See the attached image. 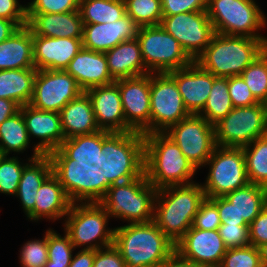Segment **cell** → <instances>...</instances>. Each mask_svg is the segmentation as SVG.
<instances>
[{
  "mask_svg": "<svg viewBox=\"0 0 267 267\" xmlns=\"http://www.w3.org/2000/svg\"><path fill=\"white\" fill-rule=\"evenodd\" d=\"M256 267H267V264H264V263H259Z\"/></svg>",
  "mask_w": 267,
  "mask_h": 267,
  "instance_id": "obj_58",
  "label": "cell"
},
{
  "mask_svg": "<svg viewBox=\"0 0 267 267\" xmlns=\"http://www.w3.org/2000/svg\"><path fill=\"white\" fill-rule=\"evenodd\" d=\"M114 229L113 246L127 267H158L175 252V244L153 221Z\"/></svg>",
  "mask_w": 267,
  "mask_h": 267,
  "instance_id": "obj_3",
  "label": "cell"
},
{
  "mask_svg": "<svg viewBox=\"0 0 267 267\" xmlns=\"http://www.w3.org/2000/svg\"><path fill=\"white\" fill-rule=\"evenodd\" d=\"M158 267H203L182 258L176 251Z\"/></svg>",
  "mask_w": 267,
  "mask_h": 267,
  "instance_id": "obj_54",
  "label": "cell"
},
{
  "mask_svg": "<svg viewBox=\"0 0 267 267\" xmlns=\"http://www.w3.org/2000/svg\"><path fill=\"white\" fill-rule=\"evenodd\" d=\"M160 26L181 44L193 61L203 53L215 34L207 11L163 16Z\"/></svg>",
  "mask_w": 267,
  "mask_h": 267,
  "instance_id": "obj_15",
  "label": "cell"
},
{
  "mask_svg": "<svg viewBox=\"0 0 267 267\" xmlns=\"http://www.w3.org/2000/svg\"><path fill=\"white\" fill-rule=\"evenodd\" d=\"M70 264H55L54 262H47L44 267H68Z\"/></svg>",
  "mask_w": 267,
  "mask_h": 267,
  "instance_id": "obj_57",
  "label": "cell"
},
{
  "mask_svg": "<svg viewBox=\"0 0 267 267\" xmlns=\"http://www.w3.org/2000/svg\"><path fill=\"white\" fill-rule=\"evenodd\" d=\"M126 132L135 131L143 135L150 133V73L133 78L119 79Z\"/></svg>",
  "mask_w": 267,
  "mask_h": 267,
  "instance_id": "obj_17",
  "label": "cell"
},
{
  "mask_svg": "<svg viewBox=\"0 0 267 267\" xmlns=\"http://www.w3.org/2000/svg\"><path fill=\"white\" fill-rule=\"evenodd\" d=\"M4 156V154L0 151V160Z\"/></svg>",
  "mask_w": 267,
  "mask_h": 267,
  "instance_id": "obj_59",
  "label": "cell"
},
{
  "mask_svg": "<svg viewBox=\"0 0 267 267\" xmlns=\"http://www.w3.org/2000/svg\"><path fill=\"white\" fill-rule=\"evenodd\" d=\"M228 90L233 107H249L260 103L241 76L228 77Z\"/></svg>",
  "mask_w": 267,
  "mask_h": 267,
  "instance_id": "obj_46",
  "label": "cell"
},
{
  "mask_svg": "<svg viewBox=\"0 0 267 267\" xmlns=\"http://www.w3.org/2000/svg\"><path fill=\"white\" fill-rule=\"evenodd\" d=\"M209 199L217 206L221 223L249 225L267 205V188L248 183L225 196Z\"/></svg>",
  "mask_w": 267,
  "mask_h": 267,
  "instance_id": "obj_18",
  "label": "cell"
},
{
  "mask_svg": "<svg viewBox=\"0 0 267 267\" xmlns=\"http://www.w3.org/2000/svg\"><path fill=\"white\" fill-rule=\"evenodd\" d=\"M126 14L139 26L160 25L161 0H124Z\"/></svg>",
  "mask_w": 267,
  "mask_h": 267,
  "instance_id": "obj_39",
  "label": "cell"
},
{
  "mask_svg": "<svg viewBox=\"0 0 267 267\" xmlns=\"http://www.w3.org/2000/svg\"><path fill=\"white\" fill-rule=\"evenodd\" d=\"M36 68L0 70V98L15 101L20 107L33 96Z\"/></svg>",
  "mask_w": 267,
  "mask_h": 267,
  "instance_id": "obj_33",
  "label": "cell"
},
{
  "mask_svg": "<svg viewBox=\"0 0 267 267\" xmlns=\"http://www.w3.org/2000/svg\"><path fill=\"white\" fill-rule=\"evenodd\" d=\"M26 26L32 35L83 38V21L79 10L66 13H27Z\"/></svg>",
  "mask_w": 267,
  "mask_h": 267,
  "instance_id": "obj_26",
  "label": "cell"
},
{
  "mask_svg": "<svg viewBox=\"0 0 267 267\" xmlns=\"http://www.w3.org/2000/svg\"><path fill=\"white\" fill-rule=\"evenodd\" d=\"M227 249L218 230L193 226L175 244V251L182 258L203 267L220 266Z\"/></svg>",
  "mask_w": 267,
  "mask_h": 267,
  "instance_id": "obj_19",
  "label": "cell"
},
{
  "mask_svg": "<svg viewBox=\"0 0 267 267\" xmlns=\"http://www.w3.org/2000/svg\"><path fill=\"white\" fill-rule=\"evenodd\" d=\"M163 16L207 11L208 0H161Z\"/></svg>",
  "mask_w": 267,
  "mask_h": 267,
  "instance_id": "obj_48",
  "label": "cell"
},
{
  "mask_svg": "<svg viewBox=\"0 0 267 267\" xmlns=\"http://www.w3.org/2000/svg\"><path fill=\"white\" fill-rule=\"evenodd\" d=\"M94 259V249L82 248L73 256L71 263L68 267H93Z\"/></svg>",
  "mask_w": 267,
  "mask_h": 267,
  "instance_id": "obj_52",
  "label": "cell"
},
{
  "mask_svg": "<svg viewBox=\"0 0 267 267\" xmlns=\"http://www.w3.org/2000/svg\"><path fill=\"white\" fill-rule=\"evenodd\" d=\"M233 108L228 90V77H215L213 75V85L208 100L198 115L214 125Z\"/></svg>",
  "mask_w": 267,
  "mask_h": 267,
  "instance_id": "obj_36",
  "label": "cell"
},
{
  "mask_svg": "<svg viewBox=\"0 0 267 267\" xmlns=\"http://www.w3.org/2000/svg\"><path fill=\"white\" fill-rule=\"evenodd\" d=\"M18 28L13 21L0 18V43L9 38Z\"/></svg>",
  "mask_w": 267,
  "mask_h": 267,
  "instance_id": "obj_55",
  "label": "cell"
},
{
  "mask_svg": "<svg viewBox=\"0 0 267 267\" xmlns=\"http://www.w3.org/2000/svg\"><path fill=\"white\" fill-rule=\"evenodd\" d=\"M260 252V262L267 264V242L258 247Z\"/></svg>",
  "mask_w": 267,
  "mask_h": 267,
  "instance_id": "obj_56",
  "label": "cell"
},
{
  "mask_svg": "<svg viewBox=\"0 0 267 267\" xmlns=\"http://www.w3.org/2000/svg\"><path fill=\"white\" fill-rule=\"evenodd\" d=\"M220 225L221 219L217 206L210 199L206 198L201 203L192 226L201 230H218Z\"/></svg>",
  "mask_w": 267,
  "mask_h": 267,
  "instance_id": "obj_47",
  "label": "cell"
},
{
  "mask_svg": "<svg viewBox=\"0 0 267 267\" xmlns=\"http://www.w3.org/2000/svg\"><path fill=\"white\" fill-rule=\"evenodd\" d=\"M104 54L107 59L110 75L115 81L150 73L144 65L137 38L121 42Z\"/></svg>",
  "mask_w": 267,
  "mask_h": 267,
  "instance_id": "obj_27",
  "label": "cell"
},
{
  "mask_svg": "<svg viewBox=\"0 0 267 267\" xmlns=\"http://www.w3.org/2000/svg\"><path fill=\"white\" fill-rule=\"evenodd\" d=\"M21 113L24 118L28 136L37 138L39 142L33 145V155L31 159L48 155L57 150L65 140L60 113L42 111L27 104L21 106Z\"/></svg>",
  "mask_w": 267,
  "mask_h": 267,
  "instance_id": "obj_20",
  "label": "cell"
},
{
  "mask_svg": "<svg viewBox=\"0 0 267 267\" xmlns=\"http://www.w3.org/2000/svg\"><path fill=\"white\" fill-rule=\"evenodd\" d=\"M218 232L227 248L250 245L249 225L247 223H221Z\"/></svg>",
  "mask_w": 267,
  "mask_h": 267,
  "instance_id": "obj_44",
  "label": "cell"
},
{
  "mask_svg": "<svg viewBox=\"0 0 267 267\" xmlns=\"http://www.w3.org/2000/svg\"><path fill=\"white\" fill-rule=\"evenodd\" d=\"M30 139L20 110L0 124V151L4 156L11 152L24 153L29 148Z\"/></svg>",
  "mask_w": 267,
  "mask_h": 267,
  "instance_id": "obj_34",
  "label": "cell"
},
{
  "mask_svg": "<svg viewBox=\"0 0 267 267\" xmlns=\"http://www.w3.org/2000/svg\"><path fill=\"white\" fill-rule=\"evenodd\" d=\"M103 130L92 134L65 139L57 150L48 154L50 159H73L95 164L101 168Z\"/></svg>",
  "mask_w": 267,
  "mask_h": 267,
  "instance_id": "obj_32",
  "label": "cell"
},
{
  "mask_svg": "<svg viewBox=\"0 0 267 267\" xmlns=\"http://www.w3.org/2000/svg\"><path fill=\"white\" fill-rule=\"evenodd\" d=\"M79 10V0H31L27 13H66Z\"/></svg>",
  "mask_w": 267,
  "mask_h": 267,
  "instance_id": "obj_45",
  "label": "cell"
},
{
  "mask_svg": "<svg viewBox=\"0 0 267 267\" xmlns=\"http://www.w3.org/2000/svg\"><path fill=\"white\" fill-rule=\"evenodd\" d=\"M92 104L96 123L100 130L126 132V121L118 85L114 82L85 91Z\"/></svg>",
  "mask_w": 267,
  "mask_h": 267,
  "instance_id": "obj_24",
  "label": "cell"
},
{
  "mask_svg": "<svg viewBox=\"0 0 267 267\" xmlns=\"http://www.w3.org/2000/svg\"><path fill=\"white\" fill-rule=\"evenodd\" d=\"M266 49L267 38L215 33L195 62L215 77L240 76Z\"/></svg>",
  "mask_w": 267,
  "mask_h": 267,
  "instance_id": "obj_4",
  "label": "cell"
},
{
  "mask_svg": "<svg viewBox=\"0 0 267 267\" xmlns=\"http://www.w3.org/2000/svg\"><path fill=\"white\" fill-rule=\"evenodd\" d=\"M52 173L72 203H99L111 183L97 165L73 159H50Z\"/></svg>",
  "mask_w": 267,
  "mask_h": 267,
  "instance_id": "obj_9",
  "label": "cell"
},
{
  "mask_svg": "<svg viewBox=\"0 0 267 267\" xmlns=\"http://www.w3.org/2000/svg\"><path fill=\"white\" fill-rule=\"evenodd\" d=\"M198 170L205 167L215 147L214 125L199 115L191 114L164 132Z\"/></svg>",
  "mask_w": 267,
  "mask_h": 267,
  "instance_id": "obj_14",
  "label": "cell"
},
{
  "mask_svg": "<svg viewBox=\"0 0 267 267\" xmlns=\"http://www.w3.org/2000/svg\"><path fill=\"white\" fill-rule=\"evenodd\" d=\"M253 96L267 104V49L259 55L240 75Z\"/></svg>",
  "mask_w": 267,
  "mask_h": 267,
  "instance_id": "obj_38",
  "label": "cell"
},
{
  "mask_svg": "<svg viewBox=\"0 0 267 267\" xmlns=\"http://www.w3.org/2000/svg\"><path fill=\"white\" fill-rule=\"evenodd\" d=\"M83 48L82 38L33 35V60L37 70H65Z\"/></svg>",
  "mask_w": 267,
  "mask_h": 267,
  "instance_id": "obj_22",
  "label": "cell"
},
{
  "mask_svg": "<svg viewBox=\"0 0 267 267\" xmlns=\"http://www.w3.org/2000/svg\"><path fill=\"white\" fill-rule=\"evenodd\" d=\"M61 127L65 139L100 131L86 92L69 101L60 111Z\"/></svg>",
  "mask_w": 267,
  "mask_h": 267,
  "instance_id": "obj_29",
  "label": "cell"
},
{
  "mask_svg": "<svg viewBox=\"0 0 267 267\" xmlns=\"http://www.w3.org/2000/svg\"><path fill=\"white\" fill-rule=\"evenodd\" d=\"M260 263L259 249L253 245L228 248L220 267H256Z\"/></svg>",
  "mask_w": 267,
  "mask_h": 267,
  "instance_id": "obj_43",
  "label": "cell"
},
{
  "mask_svg": "<svg viewBox=\"0 0 267 267\" xmlns=\"http://www.w3.org/2000/svg\"><path fill=\"white\" fill-rule=\"evenodd\" d=\"M150 133L165 132L191 114L169 73H150Z\"/></svg>",
  "mask_w": 267,
  "mask_h": 267,
  "instance_id": "obj_13",
  "label": "cell"
},
{
  "mask_svg": "<svg viewBox=\"0 0 267 267\" xmlns=\"http://www.w3.org/2000/svg\"><path fill=\"white\" fill-rule=\"evenodd\" d=\"M249 183L267 188V135L243 147Z\"/></svg>",
  "mask_w": 267,
  "mask_h": 267,
  "instance_id": "obj_37",
  "label": "cell"
},
{
  "mask_svg": "<svg viewBox=\"0 0 267 267\" xmlns=\"http://www.w3.org/2000/svg\"><path fill=\"white\" fill-rule=\"evenodd\" d=\"M18 156H3L0 160V193L15 196L18 191L24 166Z\"/></svg>",
  "mask_w": 267,
  "mask_h": 267,
  "instance_id": "obj_40",
  "label": "cell"
},
{
  "mask_svg": "<svg viewBox=\"0 0 267 267\" xmlns=\"http://www.w3.org/2000/svg\"><path fill=\"white\" fill-rule=\"evenodd\" d=\"M35 68L33 35L27 26L18 28L0 43V70Z\"/></svg>",
  "mask_w": 267,
  "mask_h": 267,
  "instance_id": "obj_31",
  "label": "cell"
},
{
  "mask_svg": "<svg viewBox=\"0 0 267 267\" xmlns=\"http://www.w3.org/2000/svg\"><path fill=\"white\" fill-rule=\"evenodd\" d=\"M27 161L15 196L19 198L27 218L34 221L35 197L44 180L52 173V163L48 155L35 159L29 157Z\"/></svg>",
  "mask_w": 267,
  "mask_h": 267,
  "instance_id": "obj_30",
  "label": "cell"
},
{
  "mask_svg": "<svg viewBox=\"0 0 267 267\" xmlns=\"http://www.w3.org/2000/svg\"><path fill=\"white\" fill-rule=\"evenodd\" d=\"M101 169L111 184L123 183L144 174V135L140 132L103 130Z\"/></svg>",
  "mask_w": 267,
  "mask_h": 267,
  "instance_id": "obj_5",
  "label": "cell"
},
{
  "mask_svg": "<svg viewBox=\"0 0 267 267\" xmlns=\"http://www.w3.org/2000/svg\"><path fill=\"white\" fill-rule=\"evenodd\" d=\"M157 188L150 184L145 173L139 178L112 184L99 204L112 217L127 223L153 221Z\"/></svg>",
  "mask_w": 267,
  "mask_h": 267,
  "instance_id": "obj_6",
  "label": "cell"
},
{
  "mask_svg": "<svg viewBox=\"0 0 267 267\" xmlns=\"http://www.w3.org/2000/svg\"><path fill=\"white\" fill-rule=\"evenodd\" d=\"M144 173L157 189L191 184L197 173L178 145L164 132L144 134Z\"/></svg>",
  "mask_w": 267,
  "mask_h": 267,
  "instance_id": "obj_2",
  "label": "cell"
},
{
  "mask_svg": "<svg viewBox=\"0 0 267 267\" xmlns=\"http://www.w3.org/2000/svg\"><path fill=\"white\" fill-rule=\"evenodd\" d=\"M109 216L99 203H72L63 223L75 249H103L113 245L115 229L108 227Z\"/></svg>",
  "mask_w": 267,
  "mask_h": 267,
  "instance_id": "obj_8",
  "label": "cell"
},
{
  "mask_svg": "<svg viewBox=\"0 0 267 267\" xmlns=\"http://www.w3.org/2000/svg\"><path fill=\"white\" fill-rule=\"evenodd\" d=\"M216 146L243 148L267 135V104L234 107L214 124Z\"/></svg>",
  "mask_w": 267,
  "mask_h": 267,
  "instance_id": "obj_10",
  "label": "cell"
},
{
  "mask_svg": "<svg viewBox=\"0 0 267 267\" xmlns=\"http://www.w3.org/2000/svg\"><path fill=\"white\" fill-rule=\"evenodd\" d=\"M71 205L72 201L63 186L59 183L57 177L51 173L37 191L34 221H40V219H43L42 217L52 221L62 220L67 215Z\"/></svg>",
  "mask_w": 267,
  "mask_h": 267,
  "instance_id": "obj_28",
  "label": "cell"
},
{
  "mask_svg": "<svg viewBox=\"0 0 267 267\" xmlns=\"http://www.w3.org/2000/svg\"><path fill=\"white\" fill-rule=\"evenodd\" d=\"M93 267H127L120 252L112 245L95 250Z\"/></svg>",
  "mask_w": 267,
  "mask_h": 267,
  "instance_id": "obj_51",
  "label": "cell"
},
{
  "mask_svg": "<svg viewBox=\"0 0 267 267\" xmlns=\"http://www.w3.org/2000/svg\"><path fill=\"white\" fill-rule=\"evenodd\" d=\"M20 110V106L10 99L0 98V124Z\"/></svg>",
  "mask_w": 267,
  "mask_h": 267,
  "instance_id": "obj_53",
  "label": "cell"
},
{
  "mask_svg": "<svg viewBox=\"0 0 267 267\" xmlns=\"http://www.w3.org/2000/svg\"><path fill=\"white\" fill-rule=\"evenodd\" d=\"M0 18L13 21L19 28L27 25V5L18 0H0Z\"/></svg>",
  "mask_w": 267,
  "mask_h": 267,
  "instance_id": "obj_49",
  "label": "cell"
},
{
  "mask_svg": "<svg viewBox=\"0 0 267 267\" xmlns=\"http://www.w3.org/2000/svg\"><path fill=\"white\" fill-rule=\"evenodd\" d=\"M86 90L115 82L111 77L104 53L82 48L65 69Z\"/></svg>",
  "mask_w": 267,
  "mask_h": 267,
  "instance_id": "obj_25",
  "label": "cell"
},
{
  "mask_svg": "<svg viewBox=\"0 0 267 267\" xmlns=\"http://www.w3.org/2000/svg\"><path fill=\"white\" fill-rule=\"evenodd\" d=\"M138 29L127 14L111 23L83 24V48L105 53L121 42L135 39Z\"/></svg>",
  "mask_w": 267,
  "mask_h": 267,
  "instance_id": "obj_23",
  "label": "cell"
},
{
  "mask_svg": "<svg viewBox=\"0 0 267 267\" xmlns=\"http://www.w3.org/2000/svg\"><path fill=\"white\" fill-rule=\"evenodd\" d=\"M168 73L174 78L187 111L198 115L208 100L213 85V74L195 61Z\"/></svg>",
  "mask_w": 267,
  "mask_h": 267,
  "instance_id": "obj_21",
  "label": "cell"
},
{
  "mask_svg": "<svg viewBox=\"0 0 267 267\" xmlns=\"http://www.w3.org/2000/svg\"><path fill=\"white\" fill-rule=\"evenodd\" d=\"M207 165L209 172L201 184L208 199L225 196L249 183L243 148L216 146Z\"/></svg>",
  "mask_w": 267,
  "mask_h": 267,
  "instance_id": "obj_12",
  "label": "cell"
},
{
  "mask_svg": "<svg viewBox=\"0 0 267 267\" xmlns=\"http://www.w3.org/2000/svg\"><path fill=\"white\" fill-rule=\"evenodd\" d=\"M83 24L111 23L126 14L124 0H79Z\"/></svg>",
  "mask_w": 267,
  "mask_h": 267,
  "instance_id": "obj_35",
  "label": "cell"
},
{
  "mask_svg": "<svg viewBox=\"0 0 267 267\" xmlns=\"http://www.w3.org/2000/svg\"><path fill=\"white\" fill-rule=\"evenodd\" d=\"M205 199L202 184L197 182L157 189L153 222L176 244L192 227Z\"/></svg>",
  "mask_w": 267,
  "mask_h": 267,
  "instance_id": "obj_1",
  "label": "cell"
},
{
  "mask_svg": "<svg viewBox=\"0 0 267 267\" xmlns=\"http://www.w3.org/2000/svg\"><path fill=\"white\" fill-rule=\"evenodd\" d=\"M82 92L77 81L66 70H37L29 105L42 111L60 113L69 101Z\"/></svg>",
  "mask_w": 267,
  "mask_h": 267,
  "instance_id": "obj_16",
  "label": "cell"
},
{
  "mask_svg": "<svg viewBox=\"0 0 267 267\" xmlns=\"http://www.w3.org/2000/svg\"><path fill=\"white\" fill-rule=\"evenodd\" d=\"M136 38L150 73H168L193 62L181 44L160 25L139 27Z\"/></svg>",
  "mask_w": 267,
  "mask_h": 267,
  "instance_id": "obj_11",
  "label": "cell"
},
{
  "mask_svg": "<svg viewBox=\"0 0 267 267\" xmlns=\"http://www.w3.org/2000/svg\"><path fill=\"white\" fill-rule=\"evenodd\" d=\"M43 239L28 240L20 249L22 267H44L48 262V230Z\"/></svg>",
  "mask_w": 267,
  "mask_h": 267,
  "instance_id": "obj_41",
  "label": "cell"
},
{
  "mask_svg": "<svg viewBox=\"0 0 267 267\" xmlns=\"http://www.w3.org/2000/svg\"><path fill=\"white\" fill-rule=\"evenodd\" d=\"M249 239L257 248L267 242V205L249 224Z\"/></svg>",
  "mask_w": 267,
  "mask_h": 267,
  "instance_id": "obj_50",
  "label": "cell"
},
{
  "mask_svg": "<svg viewBox=\"0 0 267 267\" xmlns=\"http://www.w3.org/2000/svg\"><path fill=\"white\" fill-rule=\"evenodd\" d=\"M207 14L215 33L267 38L258 31L267 18L255 0H208Z\"/></svg>",
  "mask_w": 267,
  "mask_h": 267,
  "instance_id": "obj_7",
  "label": "cell"
},
{
  "mask_svg": "<svg viewBox=\"0 0 267 267\" xmlns=\"http://www.w3.org/2000/svg\"><path fill=\"white\" fill-rule=\"evenodd\" d=\"M62 237L53 228L48 229V262L55 264H70L73 258L74 245L69 235L64 231Z\"/></svg>",
  "mask_w": 267,
  "mask_h": 267,
  "instance_id": "obj_42",
  "label": "cell"
}]
</instances>
